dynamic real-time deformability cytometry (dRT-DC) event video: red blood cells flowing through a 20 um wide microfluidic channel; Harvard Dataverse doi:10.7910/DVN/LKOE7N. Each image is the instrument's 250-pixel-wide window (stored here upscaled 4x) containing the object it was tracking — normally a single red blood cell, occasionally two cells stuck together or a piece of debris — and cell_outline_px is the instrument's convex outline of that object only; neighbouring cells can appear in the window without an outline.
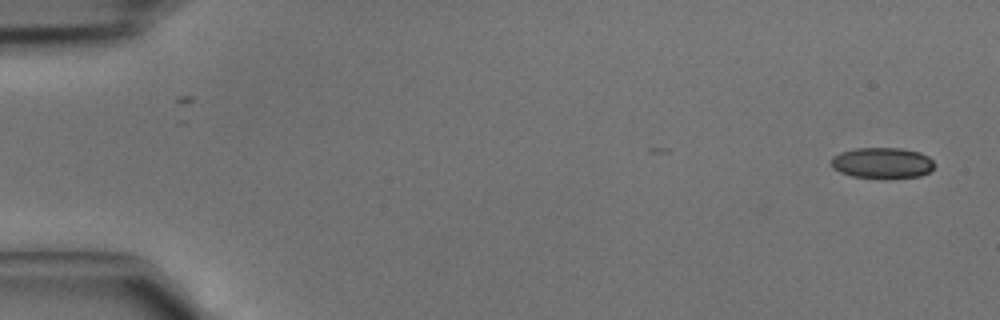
{"species": "common noctule bat (a hibernating species)", "species_latin": "Nyctalus noctula", "temperature_condition": "cold", "stored_images_in_passage": 2, "camera_frame_rate_fps": 3000, "um_per_image_px": 0.085, "animal": {"sex": "male", "body_mass_g": 15.6}, "frame": {"image": 1, "passage_image": 2, "time_ms": 0.333, "image_size_px": [1000, 320], "cell_outline_px": [[932, 168], [928, 172], [920, 176], [884, 180], [852, 176], [840, 172], [832, 168], [828, 160], [832, 156], [840, 152], [856, 148], [900, 148], [920, 152], [928, 156], [932, 160]], "centroid_in_image_um": [74.93, 13.87], "position_along_channel_um": 10.1, "area_um2": 19.07}}